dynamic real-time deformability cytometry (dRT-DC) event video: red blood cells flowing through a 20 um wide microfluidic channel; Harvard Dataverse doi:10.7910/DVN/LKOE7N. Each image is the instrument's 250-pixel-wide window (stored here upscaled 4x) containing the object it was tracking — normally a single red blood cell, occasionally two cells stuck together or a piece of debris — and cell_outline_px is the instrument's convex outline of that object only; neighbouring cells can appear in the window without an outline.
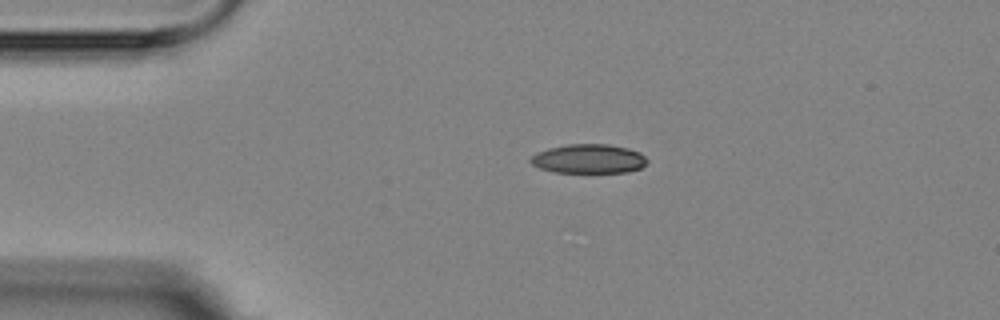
{"species": "Egyptian fruit bat (a non-hibernating species)", "species_latin": "Rousettus aegyptiacus", "temperature_condition": "room temperature", "stored_images_in_passage": 6, "camera_frame_rate_fps": 3000, "um_per_image_px": 0.085, "animal": {"sex": "female"}, "frame": {"image": 1, "passage_image": 6, "time_ms": 5.667, "image_size_px": [1000, 320], "cell_outline_px": [[648, 160], [640, 168], [628, 172], [552, 172], [540, 168], [532, 164], [528, 160], [536, 152], [548, 148], [568, 144], [608, 144], [628, 148], [640, 152]], "centroid_in_image_um": [50.01, 13.49], "position_along_channel_um": 35.0, "area_um2": 19.83}}